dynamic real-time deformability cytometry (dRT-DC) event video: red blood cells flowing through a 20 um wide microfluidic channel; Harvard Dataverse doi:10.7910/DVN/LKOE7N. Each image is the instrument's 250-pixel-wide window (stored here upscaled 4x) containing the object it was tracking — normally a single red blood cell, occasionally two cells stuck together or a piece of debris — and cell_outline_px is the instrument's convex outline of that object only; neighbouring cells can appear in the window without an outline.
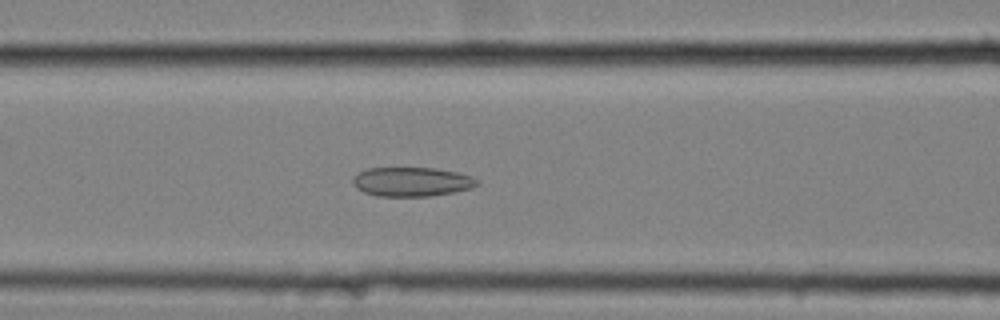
{"species": "common noctule bat (a hibernating species)", "species_latin": "Nyctalus noctula", "temperature_condition": "cold", "stored_images_in_passage": 46, "camera_frame_rate_fps": 3000, "um_per_image_px": 0.085, "animal": {"sex": "female", "body_mass_g": 25.1}, "frame": {"image": 1, "passage_image": 13, "time_ms": 4.0, "image_size_px": [1000, 320], "cell_outline_px": [[480, 184], [472, 188], [452, 192], [428, 196], [376, 196], [364, 192], [356, 188], [352, 184], [352, 176], [368, 168], [436, 168], [456, 172], [472, 176], [480, 180]], "centroid_in_image_um": [35.0, 15.45], "position_along_channel_um": 131.6, "area_um2": 21.27}}
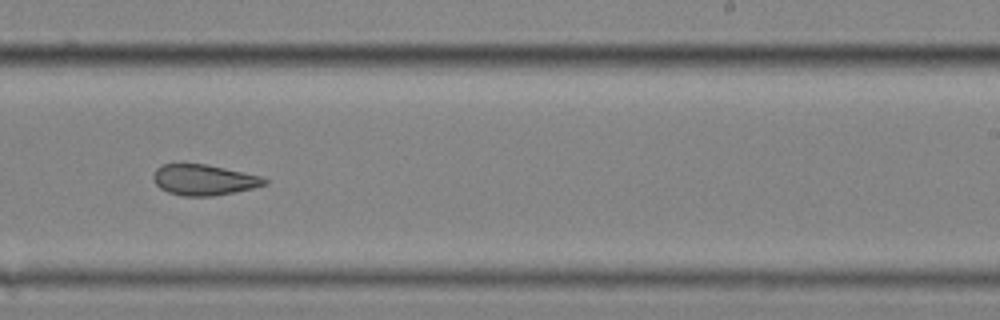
{"frame": {"image": 2, "passage_image": 25, "time_ms": 8.0, "image_size_px": [1000, 320], "cell_outline_px": [[268, 184], [236, 192], [212, 196], [184, 196], [168, 192], [160, 188], [152, 180], [152, 176], [156, 168], [160, 164], [208, 164], [260, 176], [268, 180]], "centroid_in_image_um": [17.31, 15.29], "position_along_channel_um": 271.7, "area_um2": 20.0}}
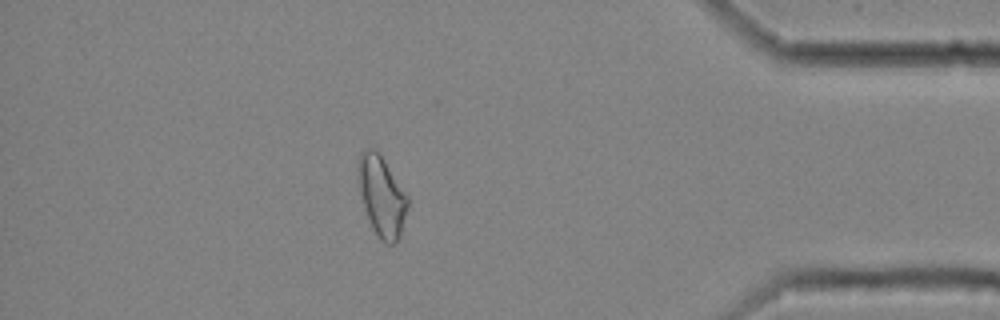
{"frame": {"image": 3, "passage_image": 39, "time_ms": 12.667, "image_size_px": [1000, 320], "cell_outline_px": [[408, 208], [400, 236], [396, 244], [384, 244], [380, 240], [372, 228], [360, 192], [356, 172], [356, 160], [360, 152], [364, 148], [372, 148], [384, 160], [408, 196]], "centroid_in_image_um": [32.43, 16.67], "position_along_channel_um": 402.8, "area_um2": 23.29}, "authors_computed_cell_mechanics": {"area_um2": 21.7328, "velocity_mm_per_s": 3.5116, "shape_relaxation_time_tau1_ms": 11.3563, "shape_relaxation_time_tau2_ms": 2.644, "deformation_change_tau1": 0.1645, "deformation_change_tau2": 0.0993}}